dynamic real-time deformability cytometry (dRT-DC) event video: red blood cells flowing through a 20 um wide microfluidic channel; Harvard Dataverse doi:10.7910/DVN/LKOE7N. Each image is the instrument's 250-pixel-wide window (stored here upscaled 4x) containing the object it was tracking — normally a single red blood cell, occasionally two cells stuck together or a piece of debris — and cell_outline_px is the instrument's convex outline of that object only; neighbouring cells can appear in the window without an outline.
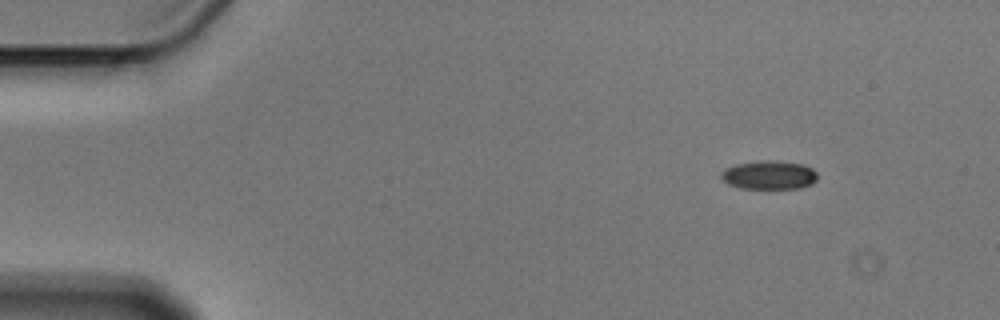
{"species": "Egyptian fruit bat (a non-hibernating species)", "species_latin": "Rousettus aegyptiacus", "temperature_condition": "cold", "stored_images_in_passage": 3, "camera_frame_rate_fps": 3000, "um_per_image_px": 0.085, "animal": {"sex": "male"}, "frame": {"image": 1, "passage_image": 1, "time_ms": 0.0, "image_size_px": [1000, 320], "cell_outline_px": [[816, 180], [812, 184], [800, 188], [740, 188], [728, 184], [720, 176], [720, 172], [736, 164], [760, 160], [772, 160], [804, 164], [812, 168], [816, 172]], "centroid_in_image_um": [65.38, 14.87], "position_along_channel_um": 19.6, "area_um2": 16.07}}